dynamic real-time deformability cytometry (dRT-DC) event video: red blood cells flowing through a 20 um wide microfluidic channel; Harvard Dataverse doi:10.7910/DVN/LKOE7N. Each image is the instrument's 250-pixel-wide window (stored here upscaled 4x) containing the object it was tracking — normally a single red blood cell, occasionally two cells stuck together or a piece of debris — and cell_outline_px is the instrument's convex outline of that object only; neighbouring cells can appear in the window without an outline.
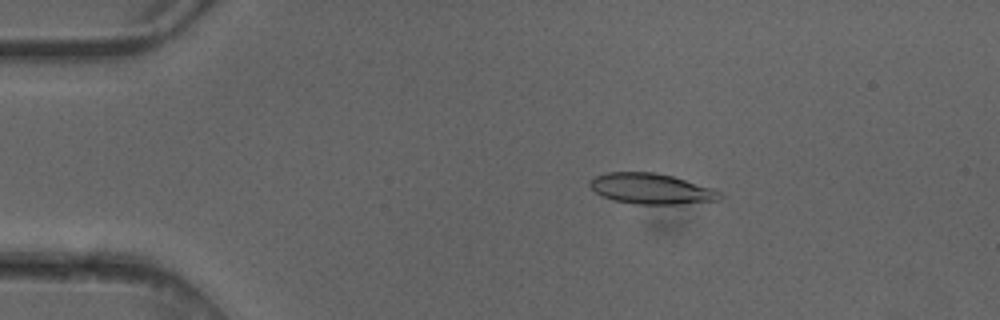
{"species": "common noctule bat (a hibernating species)", "species_latin": "Nyctalus noctula", "temperature_condition": "cold", "stored_images_in_passage": 6, "camera_frame_rate_fps": 3000, "um_per_image_px": 0.085, "animal": {"sex": "female"}, "frame": {"image": 1, "passage_image": 3, "time_ms": 0.667, "image_size_px": [1000, 320], "cell_outline_px": [[724, 196], [720, 200], [676, 204], [636, 204], [612, 200], [600, 196], [588, 184], [592, 176], [608, 172], [652, 172], [672, 176], [716, 188]], "centroid_in_image_um": [55.36, 16.04], "position_along_channel_um": 29.6, "area_um2": 23.47}}
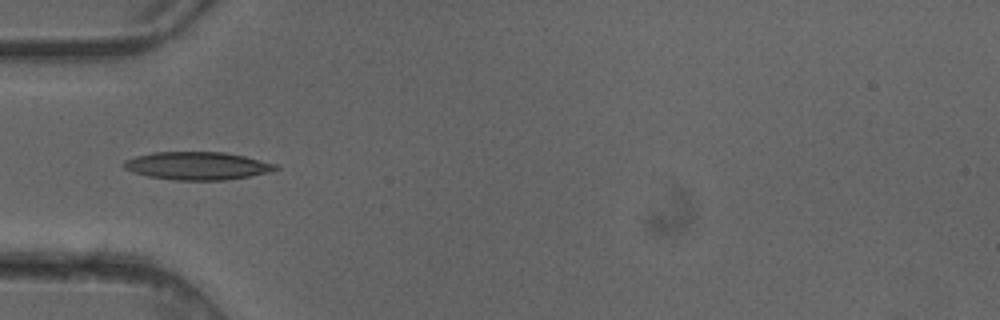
{"frame": {"image": 2, "passage_image": 5, "time_ms": 1.333, "image_size_px": [1000, 320], "cell_outline_px": [[280, 168], [272, 172], [224, 180], [172, 180], [148, 176], [132, 172], [124, 168], [124, 160], [136, 156], [152, 152], [224, 152], [244, 156], [276, 164]], "centroid_in_image_um": [16.77, 14.09], "position_along_channel_um": 68.2, "area_um2": 24.68}}
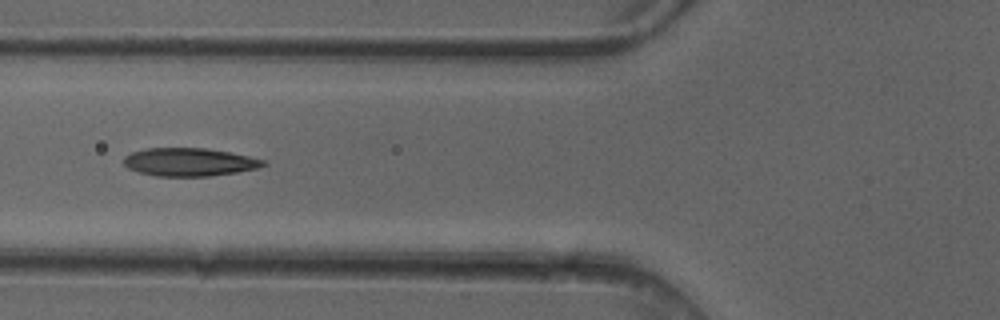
{"frame": {"image": 3, "passage_image": 6, "time_ms": 1.667, "image_size_px": [1000, 320], "cell_outline_px": [[268, 164], [256, 168], [236, 172], [208, 176], [156, 176], [140, 172], [128, 168], [124, 164], [124, 156], [132, 152], [144, 148], [204, 148], [228, 152], [248, 156], [264, 160]], "centroid_in_image_um": [16.06, 13.77], "position_along_channel_um": 109.7, "area_um2": 22.66}}